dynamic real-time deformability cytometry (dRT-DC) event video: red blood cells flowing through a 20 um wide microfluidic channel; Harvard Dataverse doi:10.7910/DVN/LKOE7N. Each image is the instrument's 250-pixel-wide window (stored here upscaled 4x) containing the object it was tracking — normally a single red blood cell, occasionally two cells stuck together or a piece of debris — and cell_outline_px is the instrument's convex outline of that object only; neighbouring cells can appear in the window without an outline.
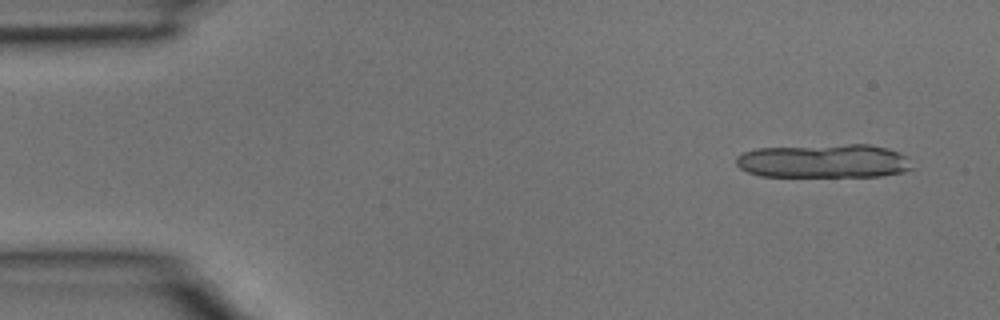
{"species": "common noctule bat (a hibernating species)", "species_latin": "Nyctalus noctula", "temperature_condition": "room temperature", "stored_images_in_passage": 4, "camera_frame_rate_fps": 3000, "um_per_image_px": 0.085, "animal": {"sex": "male", "body_mass_g": 15.6}, "frame": {"image": 1, "passage_image": 1, "time_ms": 0.0, "image_size_px": [1000, 320], "cell_outline_px": [[912, 168], [904, 172], [880, 176], [760, 176], [748, 172], [740, 168], [736, 164], [736, 156], [744, 152], [756, 148], [848, 144], [868, 144], [884, 148], [896, 152], [904, 156]], "centroid_in_image_um": [69.96, 13.69], "position_along_channel_um": 15.0, "area_um2": 34.39}}